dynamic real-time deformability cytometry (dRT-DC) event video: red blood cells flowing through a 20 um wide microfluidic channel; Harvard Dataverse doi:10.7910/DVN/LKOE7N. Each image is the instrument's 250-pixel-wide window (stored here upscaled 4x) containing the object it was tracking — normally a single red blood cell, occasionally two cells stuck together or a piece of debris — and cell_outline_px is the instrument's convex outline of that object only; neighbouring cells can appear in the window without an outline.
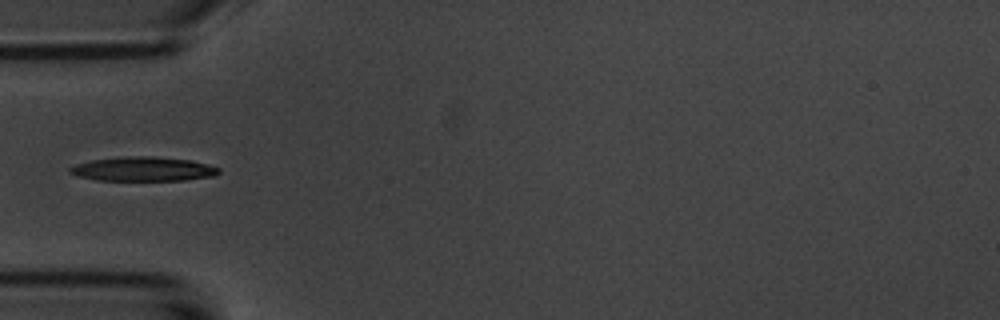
{"species": "common noctule bat (a hibernating species)", "species_latin": "Nyctalus noctula", "temperature_condition": "room temperature", "stored_images_in_passage": 5, "camera_frame_rate_fps": 3000, "um_per_image_px": 0.085, "animal": {"sex": "male", "body_mass_g": 20.1, "forearm_length_mm": 53.5}, "frame": {"image": 1, "passage_image": 5, "time_ms": 5.333, "image_size_px": [1000, 320], "cell_outline_px": [[220, 172], [216, 176], [184, 180], [96, 180], [80, 176], [68, 172], [68, 168], [76, 164], [92, 160], [120, 156], [156, 156], [192, 160], [220, 168]], "centroid_in_image_um": [12.19, 14.36], "position_along_channel_um": 72.8, "area_um2": 21.15}}